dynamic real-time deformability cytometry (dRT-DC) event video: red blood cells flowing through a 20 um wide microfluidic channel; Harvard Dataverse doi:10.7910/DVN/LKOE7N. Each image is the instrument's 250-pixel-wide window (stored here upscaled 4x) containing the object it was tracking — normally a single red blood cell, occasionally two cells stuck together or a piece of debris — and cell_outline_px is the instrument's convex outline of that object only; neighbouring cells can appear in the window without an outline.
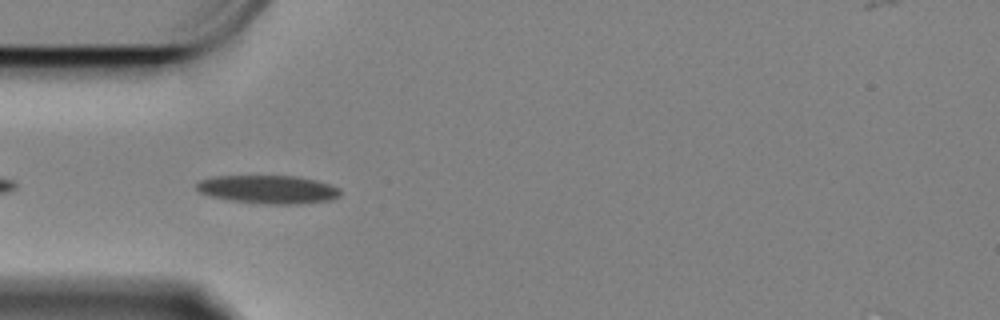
{"species": "Egyptian fruit bat (a non-hibernating species)", "species_latin": "Rousettus aegyptiacus", "temperature_condition": "cold", "stored_images_in_passage": 22, "camera_frame_rate_fps": 3000, "um_per_image_px": 0.085, "animal": {"sex": "female"}, "frame": {"image": 1, "passage_image": 3, "time_ms": 0.667, "image_size_px": [1000, 320], "cell_outline_px": [[340, 196], [328, 200], [300, 204], [260, 204], [232, 200], [208, 196], [200, 192], [196, 188], [196, 184], [200, 180], [216, 176], [296, 176], [316, 180], [340, 188]], "centroid_in_image_um": [22.78, 16.1], "position_along_channel_um": 62.2, "area_um2": 23.7}}
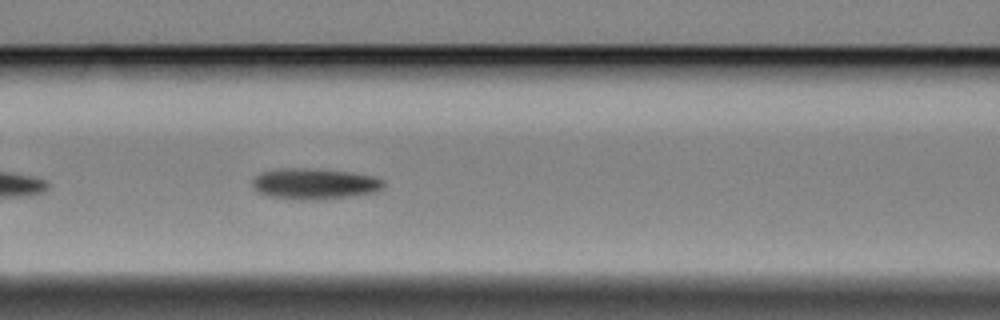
{"frame": {"image": 2, "passage_image": 10, "time_ms": 3.0, "image_size_px": [1000, 320], "cell_outline_px": [[384, 188], [376, 192], [352, 196], [320, 200], [296, 200], [268, 196], [256, 192], [252, 184], [252, 180], [260, 172], [276, 168], [320, 168], [352, 172], [376, 176], [384, 180]], "centroid_in_image_um": [26.74, 15.61], "position_along_channel_um": 139.9, "area_um2": 24.39}}
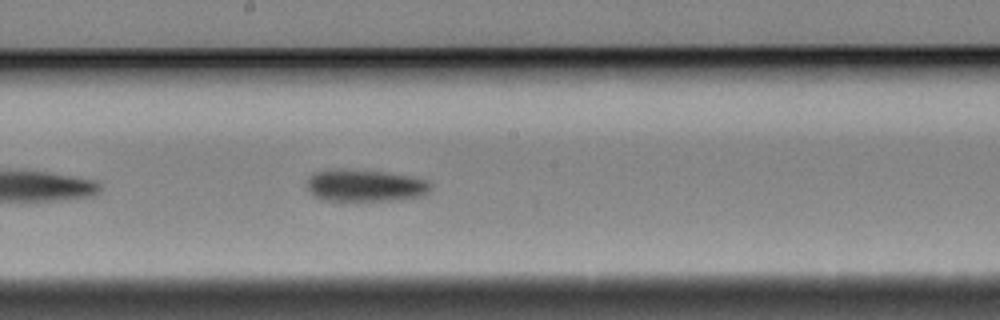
{"frame": {"image": 3, "passage_image": 17, "time_ms": 5.333, "image_size_px": [1000, 320], "cell_outline_px": [[432, 188], [428, 192], [420, 196], [396, 200], [320, 200], [312, 196], [308, 192], [308, 176], [312, 172], [328, 168], [344, 168], [388, 172], [412, 176], [428, 180], [432, 184]], "centroid_in_image_um": [30.99, 15.74], "position_along_channel_um": 217.2, "area_um2": 23.76}}